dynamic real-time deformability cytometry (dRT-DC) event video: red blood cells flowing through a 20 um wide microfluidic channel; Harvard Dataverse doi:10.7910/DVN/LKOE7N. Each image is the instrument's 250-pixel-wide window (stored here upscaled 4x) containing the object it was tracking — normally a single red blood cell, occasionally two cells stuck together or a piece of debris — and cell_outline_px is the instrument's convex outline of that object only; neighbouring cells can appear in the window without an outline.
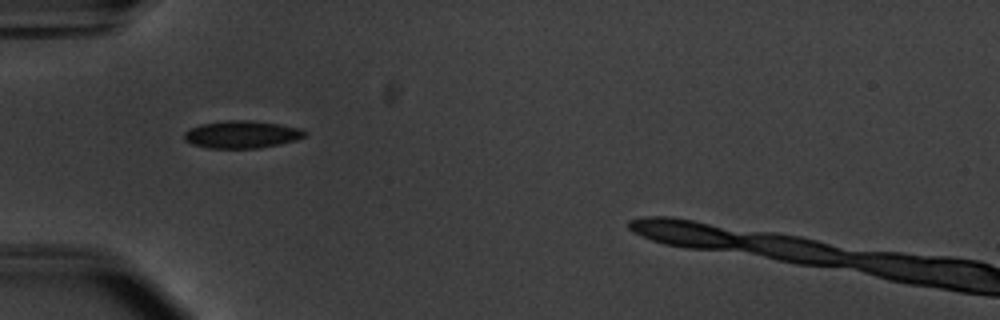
{"species": "common noctule bat (a hibernating species)", "species_latin": "Nyctalus noctula", "temperature_condition": "warm", "stored_images_in_passage": 35, "camera_frame_rate_fps": 3000, "um_per_image_px": 0.085, "animal": {"sex": "male", "body_mass_g": 20.1, "forearm_length_mm": 53.5}, "frame": {"image": 1, "passage_image": 1, "time_ms": 0.0, "image_size_px": [1000, 320], "cell_outline_px": [[308, 132], [304, 136], [296, 140], [280, 144], [260, 148], [208, 148], [192, 144], [184, 140], [184, 132], [200, 124], [228, 120], [248, 120], [276, 124], [300, 128]], "centroid_in_image_um": [20.54, 11.43], "position_along_channel_um": 64.5, "area_um2": 19.19}}
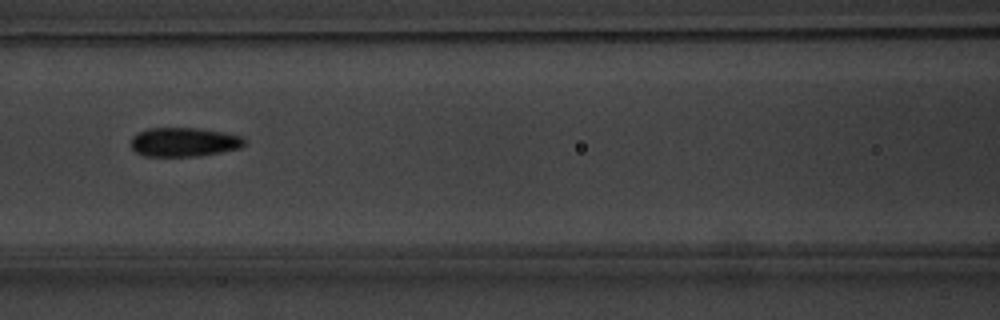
{"frame": {"image": 2, "passage_image": 8, "time_ms": 2.333, "image_size_px": [1000, 320], "cell_outline_px": [[244, 144], [240, 148], [200, 156], [144, 156], [136, 152], [132, 148], [132, 136], [136, 132], [148, 128], [200, 128], [224, 132], [240, 136], [244, 140]], "centroid_in_image_um": [15.61, 12.07], "position_along_channel_um": 151.0, "area_um2": 19.25}}
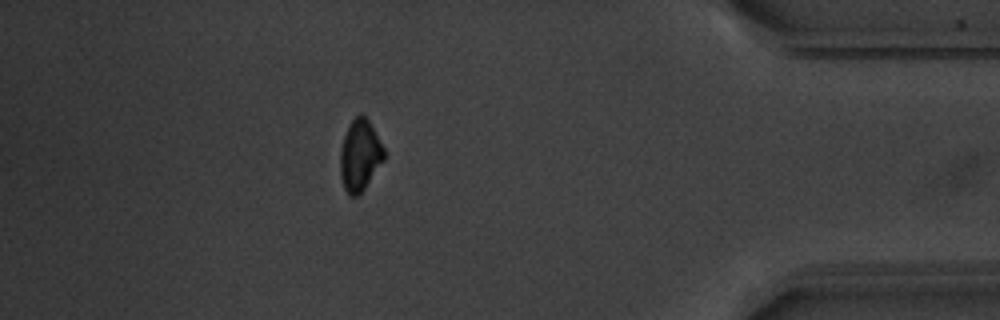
{"frame": {"image": 3, "passage_image": 31, "time_ms": 10.0, "image_size_px": [1000, 320], "cell_outline_px": [[384, 160], [364, 188], [356, 196], [348, 196], [344, 188], [340, 176], [340, 152], [344, 136], [348, 124], [360, 112], [368, 120], [384, 148]], "centroid_in_image_um": [30.57, 13.2], "position_along_channel_um": 404.6, "area_um2": 18.03}, "authors_computed_cell_mechanics": {"area_um2": 19.074, "velocity_mm_per_s": 3.7942, "shape_relaxation_time_tau1_ms": 2.1788, "shape_relaxation_time_tau2_ms": 2.5903, "deformation_change_tau1": 0.0989, "deformation_change_tau2": 0.0515}}